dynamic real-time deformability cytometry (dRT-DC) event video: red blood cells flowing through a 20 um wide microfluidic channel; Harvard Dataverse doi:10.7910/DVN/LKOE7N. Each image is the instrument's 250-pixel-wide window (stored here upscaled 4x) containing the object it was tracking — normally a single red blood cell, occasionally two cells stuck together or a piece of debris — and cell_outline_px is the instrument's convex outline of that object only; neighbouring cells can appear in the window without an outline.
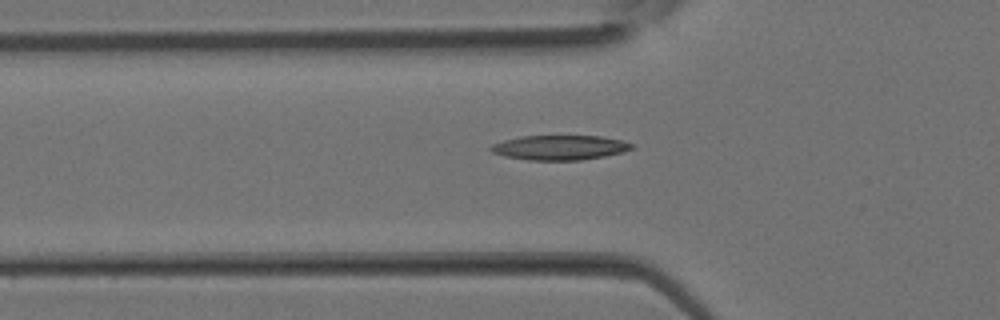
{"species": "Egyptian fruit bat (a non-hibernating species)", "species_latin": "Rousettus aegyptiacus", "temperature_condition": "room temperature", "stored_images_in_passage": 32, "camera_frame_rate_fps": 3000, "um_per_image_px": 0.085, "animal": {"sex": "female"}, "frame": {"image": 1, "passage_image": 11, "time_ms": 3.333, "image_size_px": [1000, 320], "cell_outline_px": [[636, 144], [632, 148], [624, 152], [604, 156], [580, 160], [528, 160], [504, 156], [492, 152], [488, 148], [492, 144], [504, 140], [520, 136], [600, 136], [620, 140]], "centroid_in_image_um": [47.57, 12.54], "position_along_channel_um": 78.2, "area_um2": 20.29}}
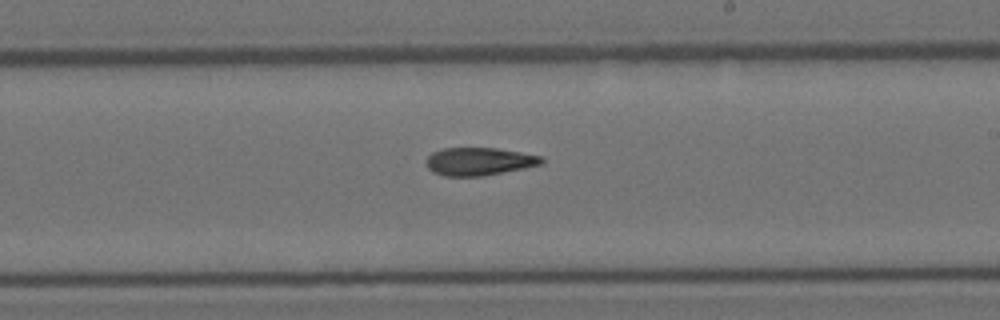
{"frame": {"image": 2, "passage_image": 20, "time_ms": 6.333, "image_size_px": [1000, 320], "cell_outline_px": [[544, 160], [540, 164], [524, 168], [480, 176], [444, 176], [432, 172], [428, 168], [428, 156], [432, 152], [444, 148], [496, 148], [544, 156]], "centroid_in_image_um": [40.73, 13.72], "position_along_channel_um": 248.3, "area_um2": 18.55}}
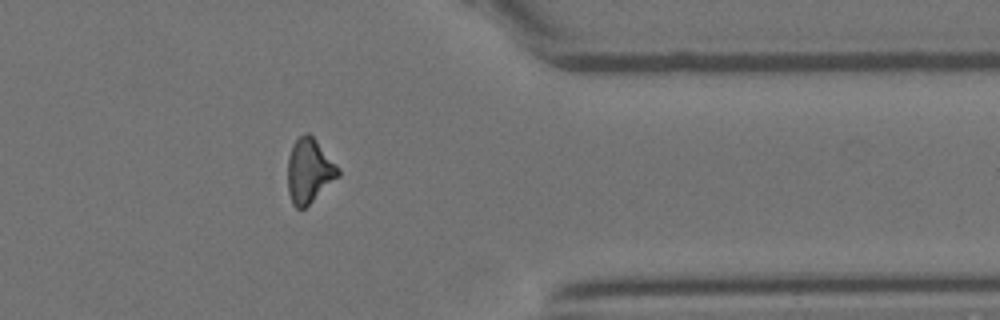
{"frame": {"image": 3, "passage_image": 28, "time_ms": 9.0, "image_size_px": [1000, 320], "cell_outline_px": [[340, 176], [304, 208], [296, 208], [292, 204], [288, 192], [288, 156], [292, 144], [304, 132], [308, 132], [316, 140], [340, 168]], "centroid_in_image_um": [26.28, 14.51], "position_along_channel_um": 385.1, "area_um2": 18.96}}